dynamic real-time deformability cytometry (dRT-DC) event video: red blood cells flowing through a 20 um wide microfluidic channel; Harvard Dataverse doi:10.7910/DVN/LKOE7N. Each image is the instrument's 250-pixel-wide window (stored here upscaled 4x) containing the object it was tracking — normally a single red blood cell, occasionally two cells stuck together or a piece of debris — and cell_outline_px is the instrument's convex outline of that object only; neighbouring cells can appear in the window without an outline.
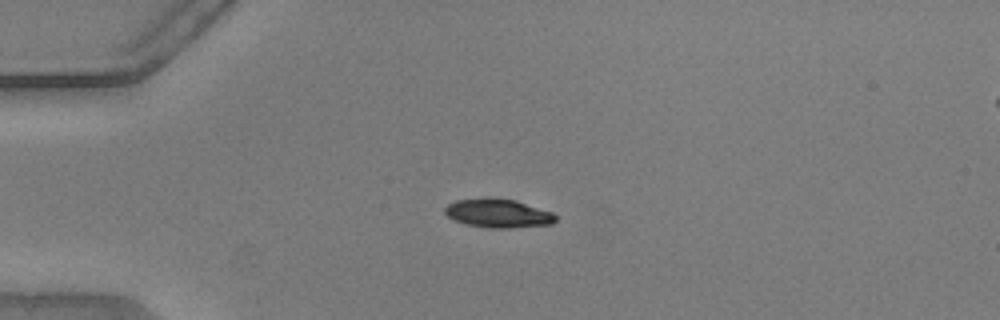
{"species": "common noctule bat (a hibernating species)", "species_latin": "Nyctalus noctula", "temperature_condition": "warm", "stored_images_in_passage": 41, "camera_frame_rate_fps": 3000, "um_per_image_px": 0.085, "animal": {"sex": "male", "body_mass_g": 20.5, "forearm_length_mm": 52.5}, "frame": {"image": 1, "passage_image": 1, "time_ms": 0.0, "image_size_px": [1000, 320], "cell_outline_px": [[556, 220], [552, 224], [508, 228], [488, 228], [468, 224], [456, 220], [448, 216], [444, 212], [444, 208], [448, 204], [456, 200], [488, 196], [516, 200], [552, 212], [556, 216]], "centroid_in_image_um": [42.33, 18.1], "position_along_channel_um": 42.7, "area_um2": 18.67}}
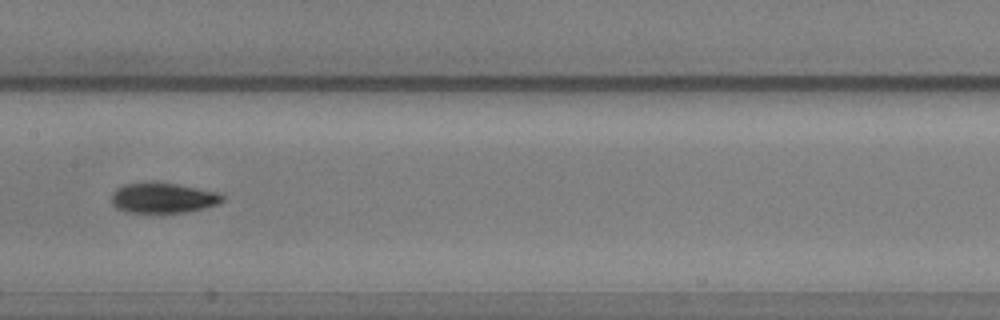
{"frame": {"image": 2, "passage_image": 15, "time_ms": 4.667, "image_size_px": [1000, 320], "cell_outline_px": [[224, 200], [220, 204], [204, 208], [184, 212], [128, 212], [116, 208], [112, 204], [112, 192], [116, 188], [124, 184], [144, 180], [152, 180], [176, 184], [216, 192], [224, 196]], "centroid_in_image_um": [13.81, 16.79], "position_along_channel_um": 193.6, "area_um2": 19.88}}
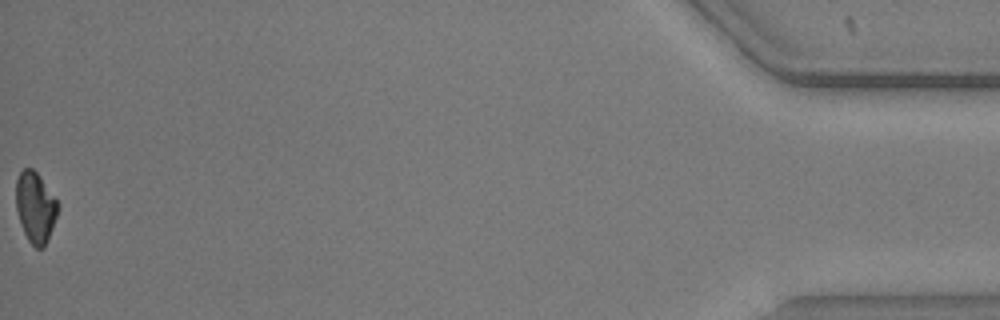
{"frame": {"image": 3, "passage_image": 41, "time_ms": 13.333, "image_size_px": [1000, 320], "cell_outline_px": [[60, 208], [44, 248], [36, 248], [28, 240], [20, 224], [16, 208], [16, 180], [20, 172], [24, 168], [32, 168], [40, 176], [60, 204]], "centroid_in_image_um": [3.02, 17.61], "position_along_channel_um": 432.2, "area_um2": 17.34}, "authors_computed_cell_mechanics": {"area_um2": 18.9006, "velocity_mm_per_s": 3.8385, "shape_relaxation_time_tau1_ms": 4.9177, "shape_relaxation_time_tau2_ms": 3.6698, "deformation_change_tau1": 0.1487, "deformation_change_tau2": 0.0775}}